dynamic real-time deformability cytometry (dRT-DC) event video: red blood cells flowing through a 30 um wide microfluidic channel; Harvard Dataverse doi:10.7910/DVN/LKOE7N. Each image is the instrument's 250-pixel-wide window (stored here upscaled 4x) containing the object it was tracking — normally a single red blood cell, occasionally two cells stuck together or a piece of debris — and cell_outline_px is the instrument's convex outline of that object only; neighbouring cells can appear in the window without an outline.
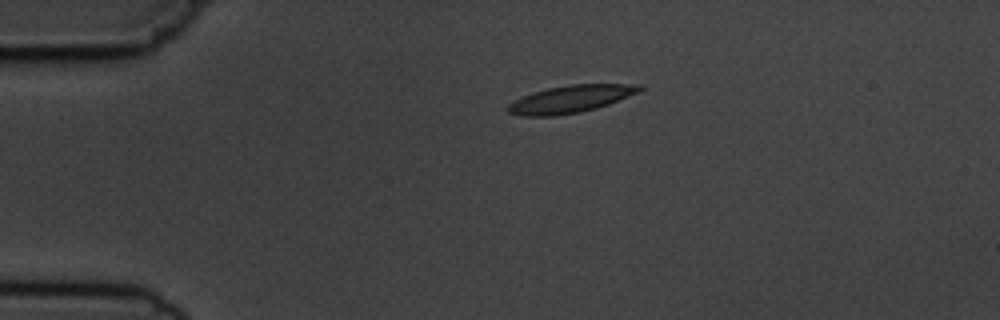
{"species": "common noctule bat (a hibernating species)", "species_latin": "Nyctalus noctula", "temperature_condition": "cold", "stored_images_in_passage": 2, "camera_frame_rate_fps": 3000, "um_per_image_px": 0.085, "animal": {"sex": "male", "body_mass_g": 19.5, "forearm_length_mm": 54.6}, "frame": {"image": 1, "passage_image": 1, "time_ms": 0.0, "image_size_px": [1000, 320], "cell_outline_px": [[644, 88], [640, 92], [608, 104], [596, 108], [580, 112], [556, 116], [524, 116], [508, 112], [504, 108], [508, 104], [532, 92], [548, 88], [572, 84], [640, 84]], "centroid_in_image_um": [48.51, 8.42], "position_along_channel_um": 36.5, "area_um2": 20.98}}